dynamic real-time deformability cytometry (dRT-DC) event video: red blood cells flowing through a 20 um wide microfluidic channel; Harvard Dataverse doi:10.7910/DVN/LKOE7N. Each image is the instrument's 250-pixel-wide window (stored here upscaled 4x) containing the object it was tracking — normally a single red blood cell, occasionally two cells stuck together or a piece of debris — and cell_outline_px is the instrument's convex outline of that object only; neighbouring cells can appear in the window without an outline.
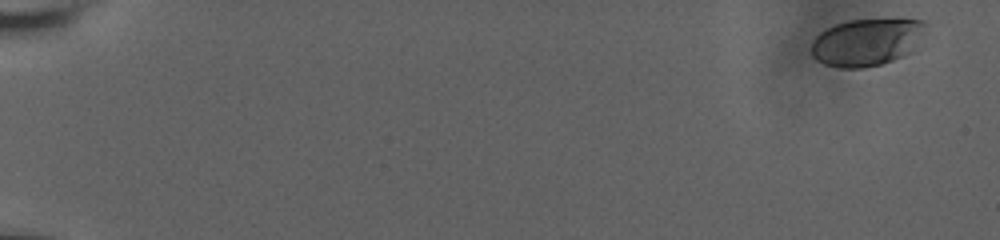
{"species": "human", "species_latin": "Homo sapiens", "temperature_condition": "room temperature", "stored_images_in_passage": 59, "camera_frame_rate_fps": 3000, "um_per_image_px": 0.085, "donor": {"sex": "male"}, "frame": {"image": 1, "passage_image": 1, "time_ms": 0.0, "image_size_px": [1000, 240], "cell_outline_px": [[928, 24], [912, 52], [892, 60], [880, 64], [864, 68], [840, 68], [824, 64], [816, 60], [812, 56], [812, 40], [820, 32], [836, 24], [852, 20], [924, 20]], "centroid_in_image_um": [73.66, 3.6], "position_along_channel_um": 11.3, "area_um2": 31.27}}
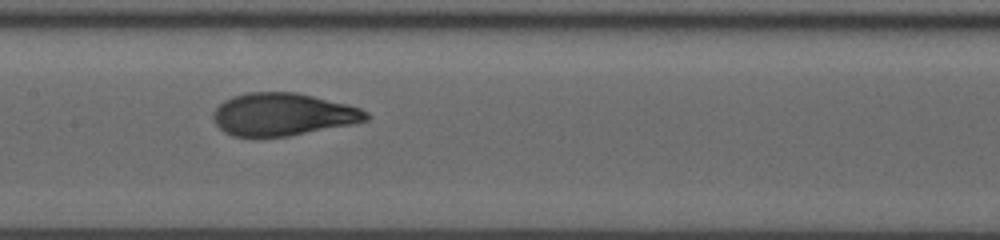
{"frame": {"image": 2, "passage_image": 32, "time_ms": 10.333, "image_size_px": [1000, 240], "cell_outline_px": [[372, 116], [368, 120], [352, 124], [288, 136], [232, 136], [224, 132], [216, 124], [212, 116], [212, 112], [224, 100], [232, 96], [248, 92], [296, 92], [348, 104], [360, 108], [368, 112]], "centroid_in_image_um": [24.05, 9.71], "position_along_channel_um": 183.3, "area_um2": 37.97}}
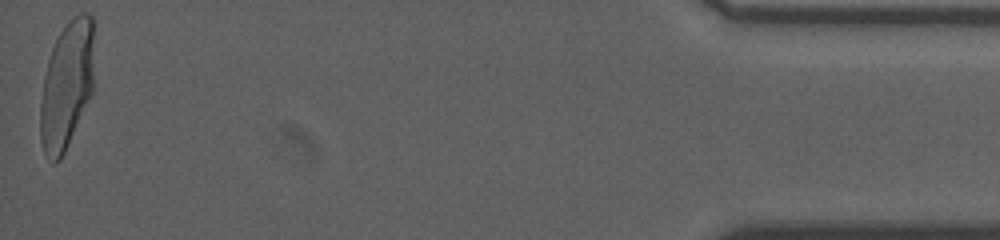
{"frame": {"image": 3, "passage_image": 59, "time_ms": 19.333, "image_size_px": [1000, 240], "cell_outline_px": [[96, 20], [92, 92], [64, 152], [60, 160], [56, 164], [52, 164], [44, 152], [40, 140], [40, 104], [44, 76], [48, 60], [52, 48], [60, 32], [80, 12], [88, 12]], "centroid_in_image_um": [5.7, 7.19], "position_along_channel_um": 429.5, "area_um2": 40.34}, "authors_computed_cell_mechanics": {"area_um2": 37.4544, "velocity_mm_per_s": 3.646, "shape_relaxation_time_tau1_ms": 4.4445, "shape_relaxation_time_tau2_ms": null, "deformation_change_tau1": 0.1943, "deformation_change_tau2": null}}